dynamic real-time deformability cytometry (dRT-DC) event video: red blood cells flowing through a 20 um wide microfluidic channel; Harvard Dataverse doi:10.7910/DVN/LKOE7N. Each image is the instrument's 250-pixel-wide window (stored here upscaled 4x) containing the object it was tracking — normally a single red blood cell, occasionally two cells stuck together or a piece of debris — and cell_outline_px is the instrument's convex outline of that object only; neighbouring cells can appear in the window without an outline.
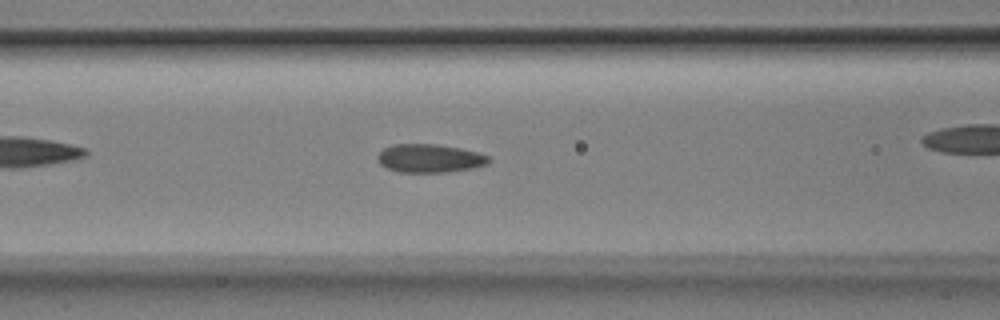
{"species": "Egyptian fruit bat (a non-hibernating species)", "species_latin": "Rousettus aegyptiacus", "temperature_condition": "room temperature", "stored_images_in_passage": 30, "camera_frame_rate_fps": 3000, "um_per_image_px": 0.085, "animal": {"sex": "male"}, "frame": {"image": 1, "passage_image": 9, "time_ms": 2.667, "image_size_px": [1000, 320], "cell_outline_px": [[488, 164], [472, 168], [448, 172], [400, 172], [388, 168], [380, 164], [376, 156], [384, 148], [392, 144], [436, 144], [460, 148], [476, 152], [488, 156]], "centroid_in_image_um": [36.49, 13.45], "position_along_channel_um": 130.1, "area_um2": 18.26}}